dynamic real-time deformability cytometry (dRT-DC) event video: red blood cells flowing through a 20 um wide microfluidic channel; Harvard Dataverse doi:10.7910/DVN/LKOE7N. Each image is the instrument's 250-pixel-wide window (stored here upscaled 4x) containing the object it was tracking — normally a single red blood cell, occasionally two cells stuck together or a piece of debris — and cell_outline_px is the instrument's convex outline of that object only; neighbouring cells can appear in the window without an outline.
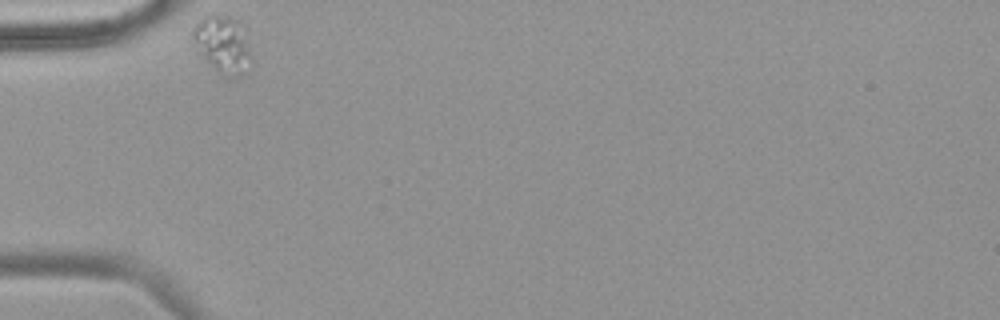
{"species": "common noctule bat (a hibernating species)", "species_latin": "Nyctalus noctula", "temperature_condition": "warm", "stored_images_in_passage": 33, "camera_frame_rate_fps": 3000, "um_per_image_px": 0.085, "animal": {"sex": "female", "body_mass_g": 18.4}, "frame": {"image": 1, "passage_image": 1, "time_ms": 0.0, "image_size_px": [1000, 320], "cell_outline_px": [[252, 68], [248, 76], [220, 76], [216, 72], [200, 52], [192, 32], [192, 28], [204, 16], [212, 12], [232, 16], [236, 20], [252, 56]], "centroid_in_image_um": [18.97, 3.82], "position_along_channel_um": 66.0, "area_um2": 19.54}}
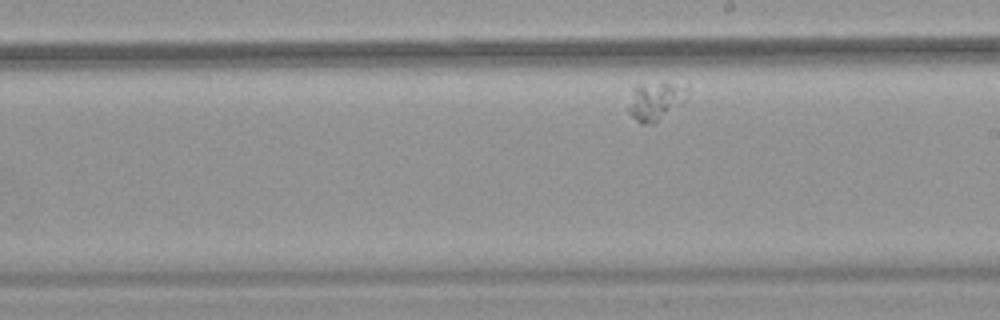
{"frame": {"image": 2, "passage_image": 18, "time_ms": 5.667, "image_size_px": [1000, 320], "cell_outline_px": [[688, 88], [684, 104], [652, 124], [640, 124], [628, 112], [628, 108], [632, 88], [636, 84], [688, 84]], "centroid_in_image_um": [55.73, 8.6], "position_along_channel_um": 233.3, "area_um2": 13.24}}
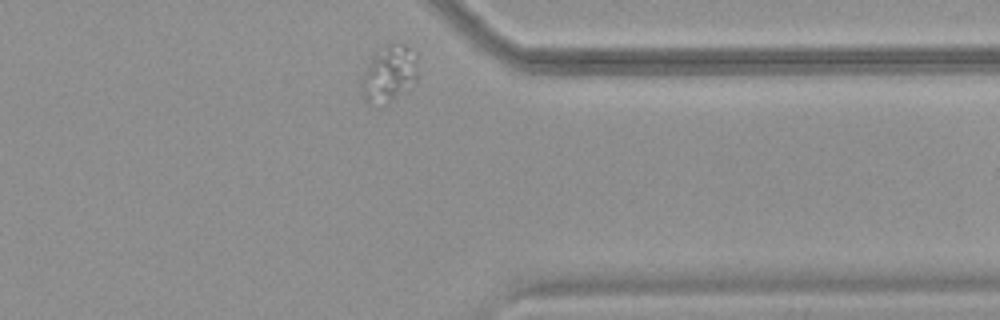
{"frame": {"image": 3, "passage_image": 32, "time_ms": 10.333, "image_size_px": [1000, 320], "cell_outline_px": [[416, 80], [388, 100], [364, 100], [360, 88], [360, 80], [364, 72], [372, 60], [384, 44], [404, 44], [416, 52]], "centroid_in_image_um": [33.06, 6.17], "position_along_channel_um": 378.3, "area_um2": 17.22}}